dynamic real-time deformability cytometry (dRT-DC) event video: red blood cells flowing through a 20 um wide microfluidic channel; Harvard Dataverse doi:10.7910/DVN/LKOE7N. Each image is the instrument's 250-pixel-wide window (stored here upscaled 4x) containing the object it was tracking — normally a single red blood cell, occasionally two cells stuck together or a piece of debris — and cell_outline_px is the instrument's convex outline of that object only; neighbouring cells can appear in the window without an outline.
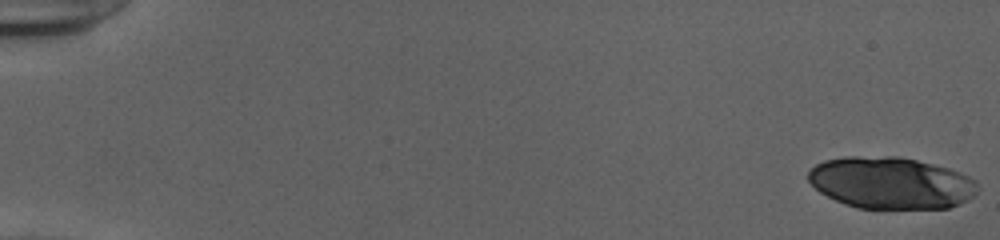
{"species": "human", "species_latin": "Homo sapiens", "temperature_condition": "cold", "stored_images_in_passage": 53, "segment_of_instrument_passage": [1, 2], "camera_frame_rate_fps": 3000, "um_per_image_px": 0.085, "donor": {"sex": "female"}, "frame": {"image": 1, "passage_image": 1, "time_ms": 0.0, "image_size_px": [1000, 240], "cell_outline_px": [[976, 192], [968, 200], [960, 204], [948, 208], [860, 208], [836, 200], [820, 192], [808, 180], [808, 172], [816, 164], [824, 160], [844, 156], [896, 156], [916, 160], [948, 168], [960, 172], [976, 180]], "centroid_in_image_um": [75.73, 15.53], "position_along_channel_um": 9.3, "area_um2": 50.92}}
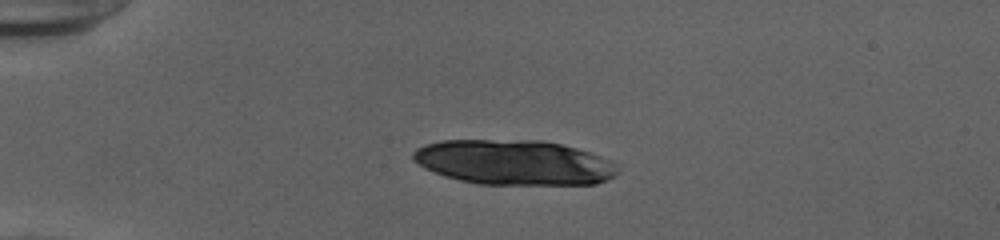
{"frame": {"image": 2, "passage_image": 14, "time_ms": 4.333, "image_size_px": [1000, 240], "cell_outline_px": [[620, 168], [616, 176], [608, 180], [596, 184], [480, 184], [460, 180], [444, 176], [424, 168], [412, 160], [412, 152], [416, 148], [424, 144], [440, 140], [540, 140], [560, 144], [576, 148], [612, 160], [620, 164]], "centroid_in_image_um": [43.71, 13.8], "position_along_channel_um": 41.3, "area_um2": 54.04}}